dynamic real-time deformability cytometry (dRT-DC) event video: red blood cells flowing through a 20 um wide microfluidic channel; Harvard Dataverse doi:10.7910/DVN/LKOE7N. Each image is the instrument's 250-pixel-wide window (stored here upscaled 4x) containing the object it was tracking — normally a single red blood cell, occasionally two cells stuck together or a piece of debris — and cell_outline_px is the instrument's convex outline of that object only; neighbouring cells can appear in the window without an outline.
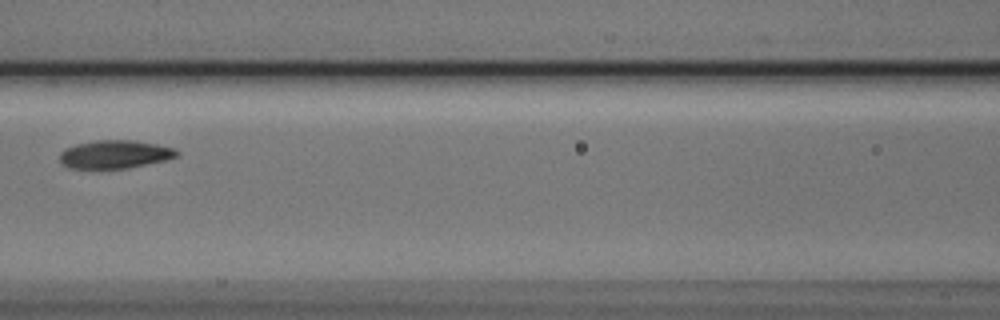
{"species": "Egyptian fruit bat (a non-hibernating species)", "species_latin": "Rousettus aegyptiacus", "temperature_condition": "cold", "stored_images_in_passage": 7, "camera_frame_rate_fps": 3000, "um_per_image_px": 0.085, "animal": {"sex": "male"}, "frame": {"image": 1, "passage_image": 7, "time_ms": 2.0, "image_size_px": [1000, 320], "cell_outline_px": [[180, 156], [164, 160], [128, 168], [68, 168], [60, 160], [60, 152], [64, 148], [76, 144], [96, 140], [132, 140], [156, 144], [176, 148], [180, 152]], "centroid_in_image_um": [9.78, 13.11], "position_along_channel_um": 156.8, "area_um2": 19.25}}